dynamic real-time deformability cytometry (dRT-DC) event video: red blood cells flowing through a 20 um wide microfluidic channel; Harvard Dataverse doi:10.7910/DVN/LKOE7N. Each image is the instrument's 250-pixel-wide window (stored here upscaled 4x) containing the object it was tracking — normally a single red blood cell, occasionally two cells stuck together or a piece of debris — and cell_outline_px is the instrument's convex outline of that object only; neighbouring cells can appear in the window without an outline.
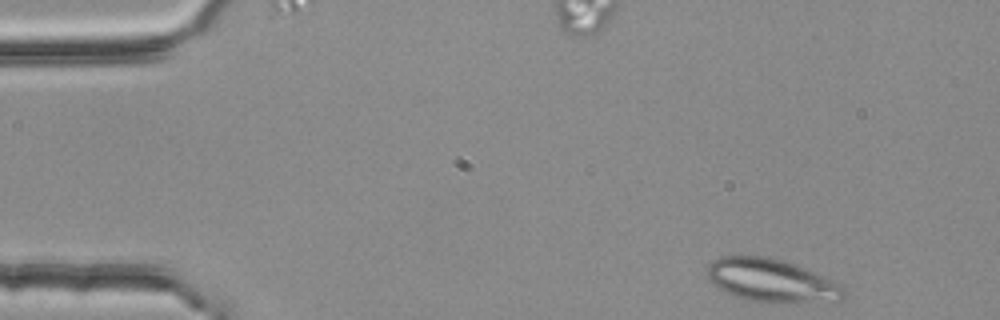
{"species": "common noctule bat (a hibernating species)", "species_latin": "Nyctalus noctula", "temperature_condition": "room temperature", "stored_images_in_passage": 47, "camera_frame_rate_fps": 3000, "um_per_image_px": 0.085, "animal": {"sex": "female", "body_mass_g": 25.1}, "frame": {"image": 1, "passage_image": 1, "time_ms": 0.0, "image_size_px": [1000, 320], "cell_outline_px": [[844, 296], [840, 300], [748, 300], [724, 292], [704, 272], [704, 268], [712, 260], [720, 256], [768, 256], [784, 260], [804, 268], [832, 280], [844, 288]], "centroid_in_image_um": [65.47, 23.77], "position_along_channel_um": 19.5, "area_um2": 33.12}}
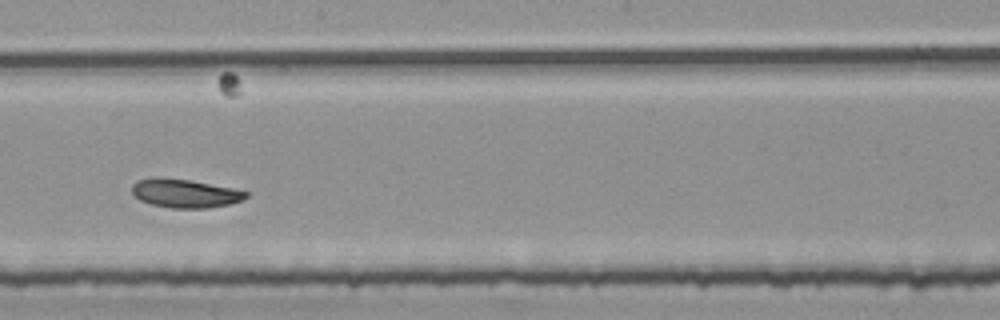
{"frame": {"image": 2, "passage_image": 26, "time_ms": 8.333, "image_size_px": [1000, 320], "cell_outline_px": [[248, 196], [244, 200], [228, 204], [208, 208], [172, 208], [152, 204], [140, 200], [132, 196], [132, 184], [136, 180], [156, 176], [188, 180], [232, 188], [248, 192]], "centroid_in_image_um": [15.68, 16.43], "position_along_channel_um": 232.5, "area_um2": 19.07}}
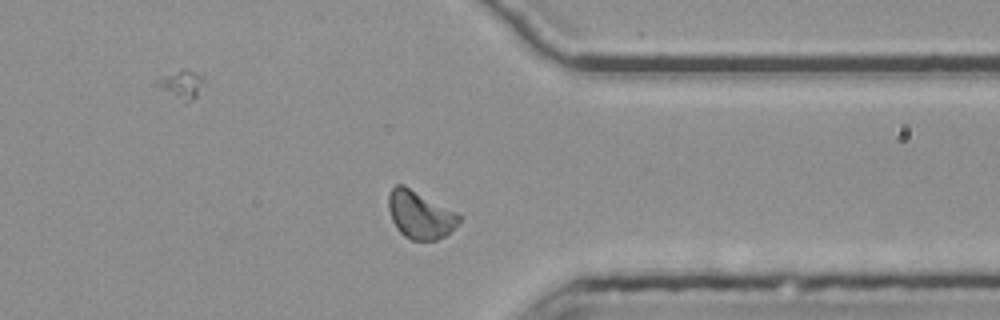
{"frame": {"image": 3, "passage_image": 38, "time_ms": 12.333, "image_size_px": [1000, 320], "cell_outline_px": [[460, 220], [444, 236], [436, 240], [412, 240], [404, 236], [396, 228], [392, 220], [388, 208], [388, 192], [396, 184], [404, 184], [456, 212], [460, 216]], "centroid_in_image_um": [35.65, 18.23], "position_along_channel_um": 375.7, "area_um2": 19.48}, "authors_computed_cell_mechanics": {"area_um2": 19.2474, "velocity_mm_per_s": 3.724, "shape_relaxation_time_tau1_ms": 6.5663, "shape_relaxation_time_tau2_ms": 4.3523, "deformation_change_tau1": 0.1162, "deformation_change_tau2": 0.0829}}